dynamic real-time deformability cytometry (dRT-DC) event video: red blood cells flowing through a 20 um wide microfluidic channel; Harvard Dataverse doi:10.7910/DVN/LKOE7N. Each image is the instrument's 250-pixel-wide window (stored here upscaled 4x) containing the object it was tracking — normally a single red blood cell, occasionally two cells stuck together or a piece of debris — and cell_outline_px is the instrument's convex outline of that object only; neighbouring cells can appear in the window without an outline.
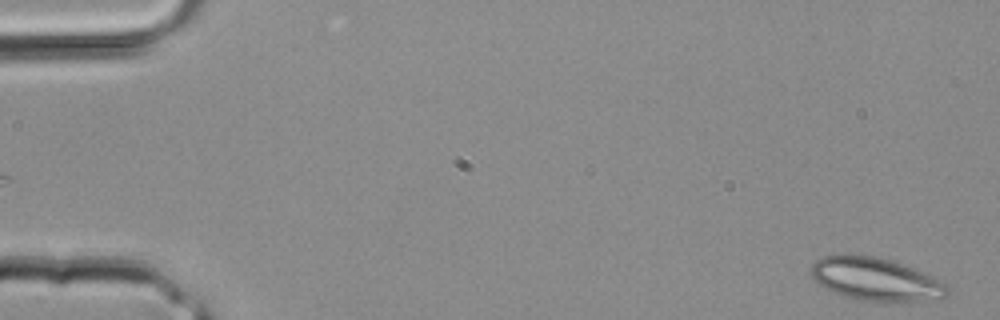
{"species": "common noctule bat (a hibernating species)", "species_latin": "Nyctalus noctula", "temperature_condition": "room temperature", "stored_images_in_passage": 2, "segment_of_instrument_passage": [2, 2], "camera_frame_rate_fps": 3000, "um_per_image_px": 0.085, "animal": {"sex": "male", "body_mass_g": 20.4}, "frame": {"image": 1, "passage_image": 2, "time_ms": 0.333, "image_size_px": [1000, 320], "cell_outline_px": [[948, 296], [920, 300], [876, 304], [844, 296], [824, 288], [812, 276], [812, 264], [816, 260], [824, 256], [840, 252], [876, 256], [924, 272], [948, 284]], "centroid_in_image_um": [74.4, 23.73], "position_along_channel_um": 10.6, "area_um2": 34.62}}